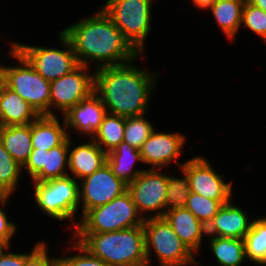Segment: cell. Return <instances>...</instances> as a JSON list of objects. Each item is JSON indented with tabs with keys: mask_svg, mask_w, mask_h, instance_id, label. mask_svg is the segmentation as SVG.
<instances>
[{
	"mask_svg": "<svg viewBox=\"0 0 266 266\" xmlns=\"http://www.w3.org/2000/svg\"><path fill=\"white\" fill-rule=\"evenodd\" d=\"M144 223L131 194L126 190L109 203L88 210L72 233H105L119 231Z\"/></svg>",
	"mask_w": 266,
	"mask_h": 266,
	"instance_id": "cell-7",
	"label": "cell"
},
{
	"mask_svg": "<svg viewBox=\"0 0 266 266\" xmlns=\"http://www.w3.org/2000/svg\"><path fill=\"white\" fill-rule=\"evenodd\" d=\"M47 247L44 240L37 241L31 252H25L24 266H58V258L50 256Z\"/></svg>",
	"mask_w": 266,
	"mask_h": 266,
	"instance_id": "cell-34",
	"label": "cell"
},
{
	"mask_svg": "<svg viewBox=\"0 0 266 266\" xmlns=\"http://www.w3.org/2000/svg\"><path fill=\"white\" fill-rule=\"evenodd\" d=\"M192 4L200 10H208L217 0H191Z\"/></svg>",
	"mask_w": 266,
	"mask_h": 266,
	"instance_id": "cell-37",
	"label": "cell"
},
{
	"mask_svg": "<svg viewBox=\"0 0 266 266\" xmlns=\"http://www.w3.org/2000/svg\"><path fill=\"white\" fill-rule=\"evenodd\" d=\"M153 0H107L102 10L122 32L124 39L145 59L146 38L151 32Z\"/></svg>",
	"mask_w": 266,
	"mask_h": 266,
	"instance_id": "cell-6",
	"label": "cell"
},
{
	"mask_svg": "<svg viewBox=\"0 0 266 266\" xmlns=\"http://www.w3.org/2000/svg\"><path fill=\"white\" fill-rule=\"evenodd\" d=\"M34 190V202L43 214L56 221H70L69 228L74 230L79 211V182L71 176L43 182H29ZM72 227V228H71Z\"/></svg>",
	"mask_w": 266,
	"mask_h": 266,
	"instance_id": "cell-5",
	"label": "cell"
},
{
	"mask_svg": "<svg viewBox=\"0 0 266 266\" xmlns=\"http://www.w3.org/2000/svg\"><path fill=\"white\" fill-rule=\"evenodd\" d=\"M98 10L61 31L70 40L78 63L90 68L94 63L96 70L135 59L139 54L102 8Z\"/></svg>",
	"mask_w": 266,
	"mask_h": 266,
	"instance_id": "cell-2",
	"label": "cell"
},
{
	"mask_svg": "<svg viewBox=\"0 0 266 266\" xmlns=\"http://www.w3.org/2000/svg\"><path fill=\"white\" fill-rule=\"evenodd\" d=\"M221 206L222 204L218 200H212L194 192L190 193L185 203V208L205 226H207L217 214Z\"/></svg>",
	"mask_w": 266,
	"mask_h": 266,
	"instance_id": "cell-31",
	"label": "cell"
},
{
	"mask_svg": "<svg viewBox=\"0 0 266 266\" xmlns=\"http://www.w3.org/2000/svg\"><path fill=\"white\" fill-rule=\"evenodd\" d=\"M106 107L102 103L101 98L93 92L88 98L81 100L73 106L62 117L65 120L68 136L79 133L89 139L92 138L99 130L105 115ZM73 131L72 133L70 132Z\"/></svg>",
	"mask_w": 266,
	"mask_h": 266,
	"instance_id": "cell-16",
	"label": "cell"
},
{
	"mask_svg": "<svg viewBox=\"0 0 266 266\" xmlns=\"http://www.w3.org/2000/svg\"><path fill=\"white\" fill-rule=\"evenodd\" d=\"M182 242L196 255L201 249L203 239H207L206 226L187 208L165 212L163 216ZM205 237V238H204Z\"/></svg>",
	"mask_w": 266,
	"mask_h": 266,
	"instance_id": "cell-19",
	"label": "cell"
},
{
	"mask_svg": "<svg viewBox=\"0 0 266 266\" xmlns=\"http://www.w3.org/2000/svg\"><path fill=\"white\" fill-rule=\"evenodd\" d=\"M17 65L2 64V82L27 101L39 115L49 116L50 82L12 46L8 53Z\"/></svg>",
	"mask_w": 266,
	"mask_h": 266,
	"instance_id": "cell-8",
	"label": "cell"
},
{
	"mask_svg": "<svg viewBox=\"0 0 266 266\" xmlns=\"http://www.w3.org/2000/svg\"><path fill=\"white\" fill-rule=\"evenodd\" d=\"M186 143L185 133H167L155 129L140 149L142 162L151 166V169H167L168 165L174 163L180 169L185 161L182 163L178 158L182 156Z\"/></svg>",
	"mask_w": 266,
	"mask_h": 266,
	"instance_id": "cell-14",
	"label": "cell"
},
{
	"mask_svg": "<svg viewBox=\"0 0 266 266\" xmlns=\"http://www.w3.org/2000/svg\"><path fill=\"white\" fill-rule=\"evenodd\" d=\"M68 137L65 120L59 119L57 115H40L31 123L33 149L50 150L61 145Z\"/></svg>",
	"mask_w": 266,
	"mask_h": 266,
	"instance_id": "cell-21",
	"label": "cell"
},
{
	"mask_svg": "<svg viewBox=\"0 0 266 266\" xmlns=\"http://www.w3.org/2000/svg\"><path fill=\"white\" fill-rule=\"evenodd\" d=\"M2 83V63H0V84Z\"/></svg>",
	"mask_w": 266,
	"mask_h": 266,
	"instance_id": "cell-40",
	"label": "cell"
},
{
	"mask_svg": "<svg viewBox=\"0 0 266 266\" xmlns=\"http://www.w3.org/2000/svg\"><path fill=\"white\" fill-rule=\"evenodd\" d=\"M253 6L260 8L266 12V0H247Z\"/></svg>",
	"mask_w": 266,
	"mask_h": 266,
	"instance_id": "cell-39",
	"label": "cell"
},
{
	"mask_svg": "<svg viewBox=\"0 0 266 266\" xmlns=\"http://www.w3.org/2000/svg\"><path fill=\"white\" fill-rule=\"evenodd\" d=\"M217 266H242L246 261L243 239L207 236ZM243 263V264H242Z\"/></svg>",
	"mask_w": 266,
	"mask_h": 266,
	"instance_id": "cell-25",
	"label": "cell"
},
{
	"mask_svg": "<svg viewBox=\"0 0 266 266\" xmlns=\"http://www.w3.org/2000/svg\"><path fill=\"white\" fill-rule=\"evenodd\" d=\"M181 169L187 175L191 192L218 200L222 205L232 200L234 181L226 182L206 157L196 155L186 159Z\"/></svg>",
	"mask_w": 266,
	"mask_h": 266,
	"instance_id": "cell-12",
	"label": "cell"
},
{
	"mask_svg": "<svg viewBox=\"0 0 266 266\" xmlns=\"http://www.w3.org/2000/svg\"><path fill=\"white\" fill-rule=\"evenodd\" d=\"M127 190V184L119 179L108 163L79 181L80 218L90 209L105 205ZM82 209V210H81Z\"/></svg>",
	"mask_w": 266,
	"mask_h": 266,
	"instance_id": "cell-13",
	"label": "cell"
},
{
	"mask_svg": "<svg viewBox=\"0 0 266 266\" xmlns=\"http://www.w3.org/2000/svg\"><path fill=\"white\" fill-rule=\"evenodd\" d=\"M247 213L231 200L223 204L206 226L207 236L244 239L253 222Z\"/></svg>",
	"mask_w": 266,
	"mask_h": 266,
	"instance_id": "cell-17",
	"label": "cell"
},
{
	"mask_svg": "<svg viewBox=\"0 0 266 266\" xmlns=\"http://www.w3.org/2000/svg\"><path fill=\"white\" fill-rule=\"evenodd\" d=\"M91 255L110 266H147L143 225L105 233H71Z\"/></svg>",
	"mask_w": 266,
	"mask_h": 266,
	"instance_id": "cell-3",
	"label": "cell"
},
{
	"mask_svg": "<svg viewBox=\"0 0 266 266\" xmlns=\"http://www.w3.org/2000/svg\"><path fill=\"white\" fill-rule=\"evenodd\" d=\"M0 141L7 152L24 166L33 149L31 124L0 126Z\"/></svg>",
	"mask_w": 266,
	"mask_h": 266,
	"instance_id": "cell-23",
	"label": "cell"
},
{
	"mask_svg": "<svg viewBox=\"0 0 266 266\" xmlns=\"http://www.w3.org/2000/svg\"><path fill=\"white\" fill-rule=\"evenodd\" d=\"M69 137L50 150L32 149L28 161L23 166L31 181L43 182L68 176Z\"/></svg>",
	"mask_w": 266,
	"mask_h": 266,
	"instance_id": "cell-15",
	"label": "cell"
},
{
	"mask_svg": "<svg viewBox=\"0 0 266 266\" xmlns=\"http://www.w3.org/2000/svg\"><path fill=\"white\" fill-rule=\"evenodd\" d=\"M12 240H4L0 238V255L4 254L8 249L12 250Z\"/></svg>",
	"mask_w": 266,
	"mask_h": 266,
	"instance_id": "cell-38",
	"label": "cell"
},
{
	"mask_svg": "<svg viewBox=\"0 0 266 266\" xmlns=\"http://www.w3.org/2000/svg\"><path fill=\"white\" fill-rule=\"evenodd\" d=\"M246 0H217L208 10L217 22V26L229 41H233L239 30L243 7Z\"/></svg>",
	"mask_w": 266,
	"mask_h": 266,
	"instance_id": "cell-24",
	"label": "cell"
},
{
	"mask_svg": "<svg viewBox=\"0 0 266 266\" xmlns=\"http://www.w3.org/2000/svg\"><path fill=\"white\" fill-rule=\"evenodd\" d=\"M73 142L69 137L68 172L71 173L68 176L78 181L92 175L107 163V153L92 138L77 146H73Z\"/></svg>",
	"mask_w": 266,
	"mask_h": 266,
	"instance_id": "cell-18",
	"label": "cell"
},
{
	"mask_svg": "<svg viewBox=\"0 0 266 266\" xmlns=\"http://www.w3.org/2000/svg\"><path fill=\"white\" fill-rule=\"evenodd\" d=\"M138 162L143 164L140 150L124 141L107 153V163L112 172L127 185L145 170L134 168L135 163Z\"/></svg>",
	"mask_w": 266,
	"mask_h": 266,
	"instance_id": "cell-22",
	"label": "cell"
},
{
	"mask_svg": "<svg viewBox=\"0 0 266 266\" xmlns=\"http://www.w3.org/2000/svg\"><path fill=\"white\" fill-rule=\"evenodd\" d=\"M124 127L125 117L107 112L92 139L104 152L108 153L123 142Z\"/></svg>",
	"mask_w": 266,
	"mask_h": 266,
	"instance_id": "cell-27",
	"label": "cell"
},
{
	"mask_svg": "<svg viewBox=\"0 0 266 266\" xmlns=\"http://www.w3.org/2000/svg\"><path fill=\"white\" fill-rule=\"evenodd\" d=\"M57 37L63 49L33 46L15 42V40L9 45L18 51L40 75L52 82L79 65L70 40L62 32L58 33Z\"/></svg>",
	"mask_w": 266,
	"mask_h": 266,
	"instance_id": "cell-9",
	"label": "cell"
},
{
	"mask_svg": "<svg viewBox=\"0 0 266 266\" xmlns=\"http://www.w3.org/2000/svg\"><path fill=\"white\" fill-rule=\"evenodd\" d=\"M10 196L12 195L9 193L0 192V238L4 240H12L18 230V226H16L17 224L8 219V215L3 209L6 207V203L9 202Z\"/></svg>",
	"mask_w": 266,
	"mask_h": 266,
	"instance_id": "cell-35",
	"label": "cell"
},
{
	"mask_svg": "<svg viewBox=\"0 0 266 266\" xmlns=\"http://www.w3.org/2000/svg\"><path fill=\"white\" fill-rule=\"evenodd\" d=\"M246 260L266 266V217L253 219L250 230L244 237ZM252 261V262H251Z\"/></svg>",
	"mask_w": 266,
	"mask_h": 266,
	"instance_id": "cell-26",
	"label": "cell"
},
{
	"mask_svg": "<svg viewBox=\"0 0 266 266\" xmlns=\"http://www.w3.org/2000/svg\"><path fill=\"white\" fill-rule=\"evenodd\" d=\"M147 113L125 118L123 141L140 150L143 143L156 129L147 118Z\"/></svg>",
	"mask_w": 266,
	"mask_h": 266,
	"instance_id": "cell-29",
	"label": "cell"
},
{
	"mask_svg": "<svg viewBox=\"0 0 266 266\" xmlns=\"http://www.w3.org/2000/svg\"><path fill=\"white\" fill-rule=\"evenodd\" d=\"M144 240L147 266L152 265V253L158 266H199L197 256L182 242L164 217L144 220Z\"/></svg>",
	"mask_w": 266,
	"mask_h": 266,
	"instance_id": "cell-4",
	"label": "cell"
},
{
	"mask_svg": "<svg viewBox=\"0 0 266 266\" xmlns=\"http://www.w3.org/2000/svg\"><path fill=\"white\" fill-rule=\"evenodd\" d=\"M179 171L183 175L182 177H174L168 174L165 212L184 208L191 193L186 173L181 168Z\"/></svg>",
	"mask_w": 266,
	"mask_h": 266,
	"instance_id": "cell-30",
	"label": "cell"
},
{
	"mask_svg": "<svg viewBox=\"0 0 266 266\" xmlns=\"http://www.w3.org/2000/svg\"><path fill=\"white\" fill-rule=\"evenodd\" d=\"M39 116L27 101L0 84V126L31 124Z\"/></svg>",
	"mask_w": 266,
	"mask_h": 266,
	"instance_id": "cell-20",
	"label": "cell"
},
{
	"mask_svg": "<svg viewBox=\"0 0 266 266\" xmlns=\"http://www.w3.org/2000/svg\"><path fill=\"white\" fill-rule=\"evenodd\" d=\"M241 27H247L266 43V12L253 6L247 0L243 7Z\"/></svg>",
	"mask_w": 266,
	"mask_h": 266,
	"instance_id": "cell-32",
	"label": "cell"
},
{
	"mask_svg": "<svg viewBox=\"0 0 266 266\" xmlns=\"http://www.w3.org/2000/svg\"><path fill=\"white\" fill-rule=\"evenodd\" d=\"M25 253L10 252L9 249L0 255V266H24Z\"/></svg>",
	"mask_w": 266,
	"mask_h": 266,
	"instance_id": "cell-36",
	"label": "cell"
},
{
	"mask_svg": "<svg viewBox=\"0 0 266 266\" xmlns=\"http://www.w3.org/2000/svg\"><path fill=\"white\" fill-rule=\"evenodd\" d=\"M22 173L23 166L7 152L0 141V192L15 194Z\"/></svg>",
	"mask_w": 266,
	"mask_h": 266,
	"instance_id": "cell-28",
	"label": "cell"
},
{
	"mask_svg": "<svg viewBox=\"0 0 266 266\" xmlns=\"http://www.w3.org/2000/svg\"><path fill=\"white\" fill-rule=\"evenodd\" d=\"M138 57L143 58V54L122 65L94 70V92L101 98L108 113L126 118L148 112L159 78L157 72L135 65Z\"/></svg>",
	"mask_w": 266,
	"mask_h": 266,
	"instance_id": "cell-1",
	"label": "cell"
},
{
	"mask_svg": "<svg viewBox=\"0 0 266 266\" xmlns=\"http://www.w3.org/2000/svg\"><path fill=\"white\" fill-rule=\"evenodd\" d=\"M70 247L68 251L75 250L77 255L67 257H57L58 266H110L98 257L91 255L83 246H81L73 237L69 240Z\"/></svg>",
	"mask_w": 266,
	"mask_h": 266,
	"instance_id": "cell-33",
	"label": "cell"
},
{
	"mask_svg": "<svg viewBox=\"0 0 266 266\" xmlns=\"http://www.w3.org/2000/svg\"><path fill=\"white\" fill-rule=\"evenodd\" d=\"M161 171L163 170L146 168L127 185V190L144 220L163 217L165 214L168 175Z\"/></svg>",
	"mask_w": 266,
	"mask_h": 266,
	"instance_id": "cell-11",
	"label": "cell"
},
{
	"mask_svg": "<svg viewBox=\"0 0 266 266\" xmlns=\"http://www.w3.org/2000/svg\"><path fill=\"white\" fill-rule=\"evenodd\" d=\"M91 72L90 67L79 64L71 72L50 82L49 116H56L58 111L63 116L94 92V69Z\"/></svg>",
	"mask_w": 266,
	"mask_h": 266,
	"instance_id": "cell-10",
	"label": "cell"
}]
</instances>
